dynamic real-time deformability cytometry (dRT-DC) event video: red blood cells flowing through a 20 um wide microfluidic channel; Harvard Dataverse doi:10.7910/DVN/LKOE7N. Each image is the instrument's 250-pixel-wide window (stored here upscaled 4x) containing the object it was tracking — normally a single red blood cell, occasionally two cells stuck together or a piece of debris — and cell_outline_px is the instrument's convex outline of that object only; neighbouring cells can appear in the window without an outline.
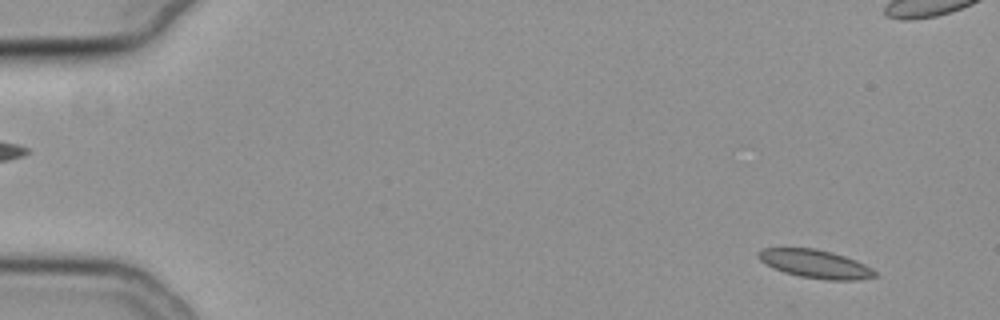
{"species": "common noctule bat (a hibernating species)", "species_latin": "Nyctalus noctula", "temperature_condition": "cold", "stored_images_in_passage": 57, "camera_frame_rate_fps": 3000, "um_per_image_px": 0.085, "animal": {"sex": "female", "body_mass_g": 19.3, "forearm_length_mm": 54.1}, "frame": {"image": 1, "passage_image": 5, "time_ms": 1.333, "image_size_px": [1000, 320], "cell_outline_px": [[880, 276], [856, 280], [824, 280], [800, 276], [784, 272], [772, 268], [760, 260], [756, 256], [756, 252], [764, 248], [816, 248], [832, 252], [856, 260], [872, 268]], "centroid_in_image_um": [69.3, 22.43], "position_along_channel_um": 15.7, "area_um2": 19.42}}
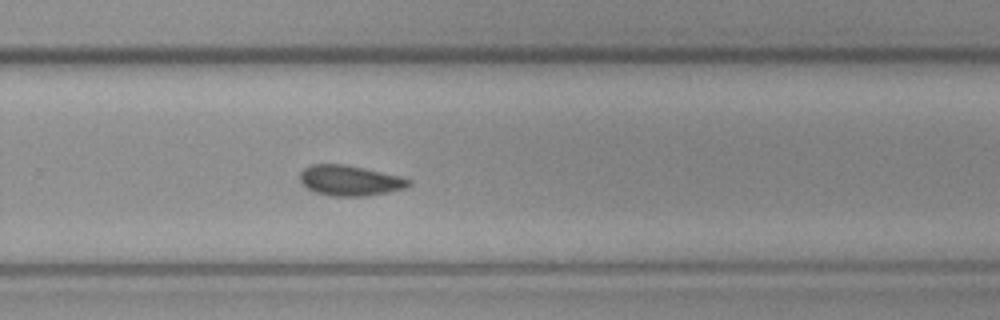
{"frame": {"image": 2, "passage_image": 38, "time_ms": 12.333, "image_size_px": [1000, 320], "cell_outline_px": [[412, 184], [408, 188], [388, 192], [364, 196], [332, 196], [316, 192], [308, 188], [300, 180], [300, 172], [304, 168], [312, 164], [344, 164], [364, 168], [400, 176], [412, 180]], "centroid_in_image_um": [29.78, 15.34], "position_along_channel_um": 300.0, "area_um2": 19.25}}
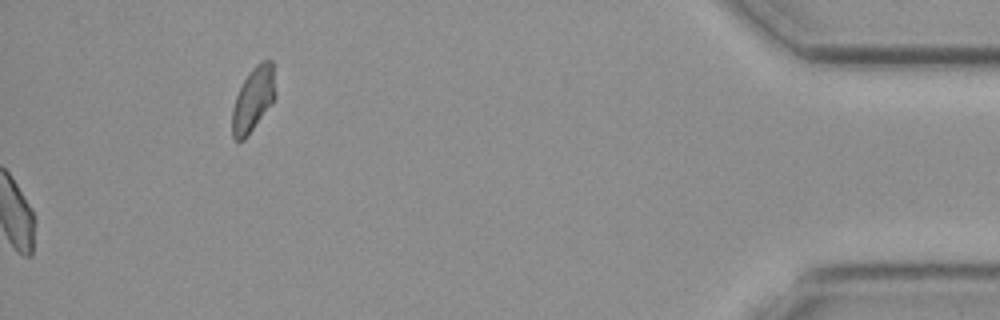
{"frame": {"image": 3, "passage_image": 57, "time_ms": 18.667, "image_size_px": [1000, 320], "cell_outline_px": [[276, 96], [272, 104], [244, 140], [236, 140], [232, 136], [232, 108], [236, 96], [248, 72], [260, 60], [272, 60], [276, 92]], "centroid_in_image_um": [21.53, 8.42], "position_along_channel_um": 413.7, "area_um2": 16.3}, "authors_computed_cell_mechanics": {"area_um2": 18.9584, "velocity_mm_per_s": 3.7869, "shape_relaxation_time_tau1_ms": 7.7917, "shape_relaxation_time_tau2_ms": 6.0783, "deformation_change_tau1": 0.1436, "deformation_change_tau2": 0.1238}}